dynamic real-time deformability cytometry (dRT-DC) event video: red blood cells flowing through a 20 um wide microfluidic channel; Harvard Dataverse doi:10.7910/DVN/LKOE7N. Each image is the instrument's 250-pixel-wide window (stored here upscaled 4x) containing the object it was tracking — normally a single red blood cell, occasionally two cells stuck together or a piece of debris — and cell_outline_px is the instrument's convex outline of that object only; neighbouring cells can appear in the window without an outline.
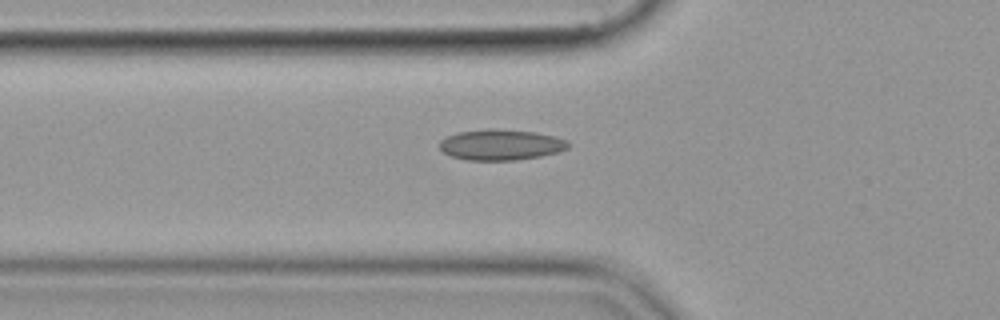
{"species": "common noctule bat (a hibernating species)", "species_latin": "Nyctalus noctula", "temperature_condition": "cold", "stored_images_in_passage": 39, "camera_frame_rate_fps": 3000, "um_per_image_px": 0.085, "animal": {"sex": "female", "body_mass_g": 19.9}, "frame": {"image": 1, "passage_image": 7, "time_ms": 2.0, "image_size_px": [1000, 320], "cell_outline_px": [[568, 148], [560, 152], [540, 156], [516, 160], [464, 160], [452, 156], [444, 152], [440, 148], [440, 140], [456, 132], [488, 128], [492, 128], [536, 132], [556, 136], [568, 140]], "centroid_in_image_um": [42.59, 12.29], "position_along_channel_um": 83.2, "area_um2": 23.24}}
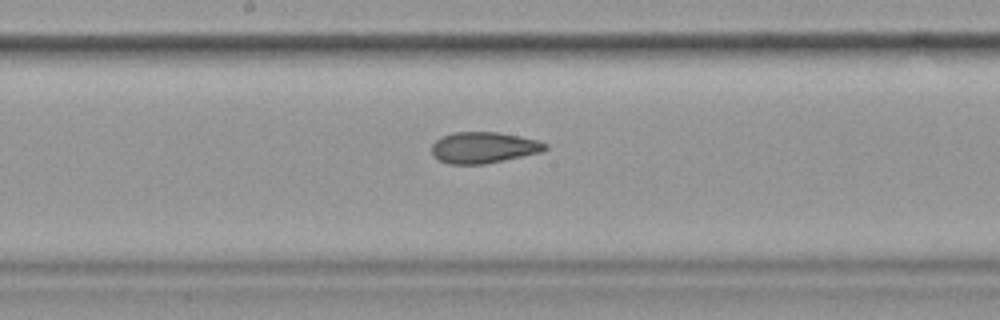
{"frame": {"image": 2, "passage_image": 17, "time_ms": 5.333, "image_size_px": [1000, 320], "cell_outline_px": [[548, 148], [540, 152], [484, 164], [448, 164], [440, 160], [432, 152], [432, 144], [436, 140], [452, 132], [496, 132], [536, 140], [548, 144]], "centroid_in_image_um": [41.09, 12.54], "position_along_channel_um": 207.1, "area_um2": 20.23}}
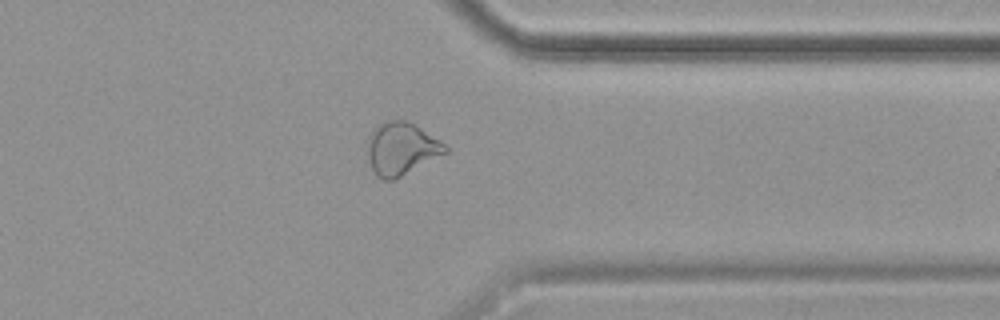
{"frame": {"image": 3, "passage_image": 31, "time_ms": 10.0, "image_size_px": [1000, 320], "cell_outline_px": [[448, 152], [392, 180], [384, 180], [376, 176], [372, 172], [368, 156], [368, 136], [372, 128], [384, 120], [408, 120], [440, 140], [448, 148]], "centroid_in_image_um": [34.08, 12.61], "position_along_channel_um": 377.3, "area_um2": 23.87}}